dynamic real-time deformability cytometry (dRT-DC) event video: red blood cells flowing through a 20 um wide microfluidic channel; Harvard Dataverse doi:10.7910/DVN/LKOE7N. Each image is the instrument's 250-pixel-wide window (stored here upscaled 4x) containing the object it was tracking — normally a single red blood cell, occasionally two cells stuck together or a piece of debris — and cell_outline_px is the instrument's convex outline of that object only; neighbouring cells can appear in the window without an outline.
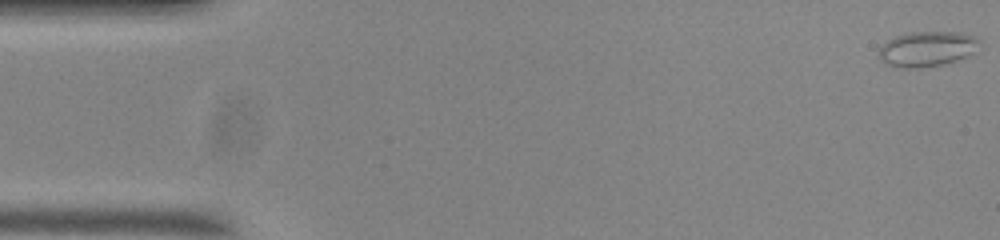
{"species": "common noctule bat (a hibernating species)", "species_latin": "Nyctalus noctula", "temperature_condition": "room temperature", "stored_images_in_passage": 55, "camera_frame_rate_fps": 3000, "um_per_image_px": 0.085, "animal": {"sex": "male", "body_mass_g": 20.0, "forearm_length_mm": 53.3}, "frame": {"image": 1, "passage_image": 1, "time_ms": 0.0, "image_size_px": [1000, 240], "cell_outline_px": [[980, 40], [972, 52], [956, 60], [944, 64], [920, 68], [900, 68], [888, 64], [880, 56], [880, 48], [888, 40], [896, 36], [908, 32], [960, 32], [972, 36]], "centroid_in_image_um": [78.78, 4.15], "position_along_channel_um": 6.2, "area_um2": 20.11}}
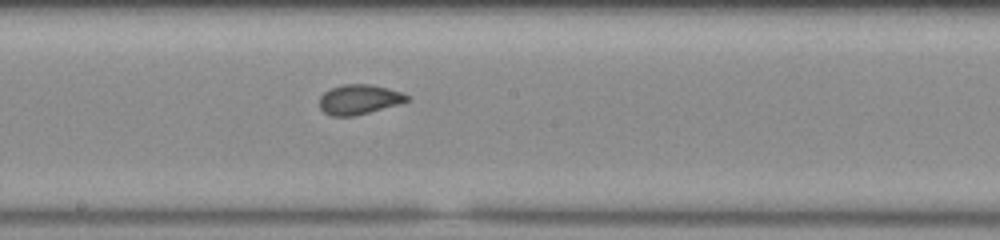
{"frame": {"image": 2, "passage_image": 29, "time_ms": 9.333, "image_size_px": [1000, 240], "cell_outline_px": [[408, 100], [396, 104], [368, 112], [352, 116], [332, 116], [324, 112], [320, 108], [320, 96], [324, 92], [332, 88], [344, 84], [372, 84], [404, 92], [408, 96]], "centroid_in_image_um": [30.5, 8.44], "position_along_channel_um": 217.7, "area_um2": 14.97}}
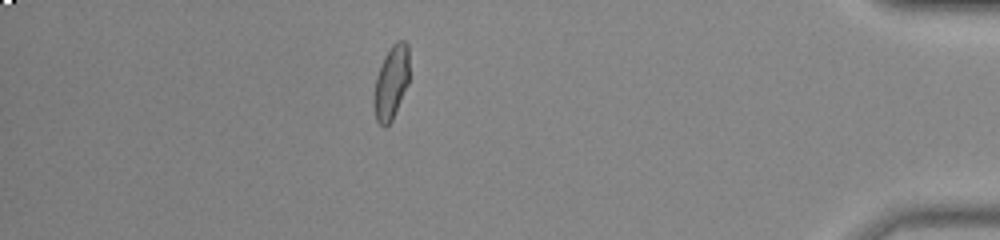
{"frame": {"image": 3, "passage_image": 48, "time_ms": 15.667, "image_size_px": [1000, 240], "cell_outline_px": [[408, 84], [392, 120], [384, 128], [376, 120], [372, 104], [372, 100], [376, 76], [380, 64], [384, 56], [392, 44], [396, 40], [404, 40], [408, 44]], "centroid_in_image_um": [33.22, 7.01], "position_along_channel_um": 402.0, "area_um2": 15.43}, "authors_computed_cell_mechanics": {"area_um2": 15.4904, "velocity_mm_per_s": 3.6961, "shape_relaxation_time_tau1_ms": 6.0092, "shape_relaxation_time_tau2_ms": null, "deformation_change_tau1": 0.1141, "deformation_change_tau2": null}}